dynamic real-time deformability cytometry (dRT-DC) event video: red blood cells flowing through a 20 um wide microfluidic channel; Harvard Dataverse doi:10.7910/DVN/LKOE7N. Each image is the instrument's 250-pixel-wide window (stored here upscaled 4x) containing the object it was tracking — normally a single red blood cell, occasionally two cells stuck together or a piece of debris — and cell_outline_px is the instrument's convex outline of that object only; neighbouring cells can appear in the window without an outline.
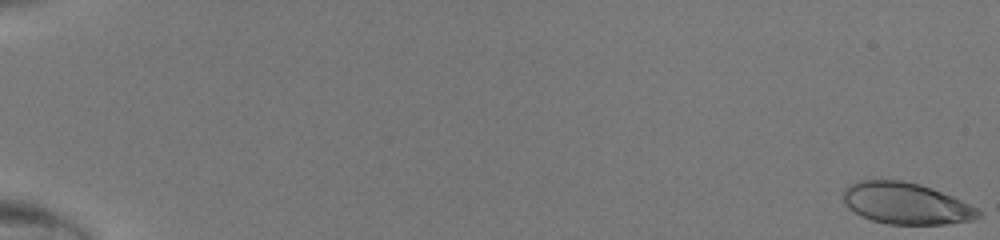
{"species": "human", "species_latin": "Homo sapiens", "temperature_condition": "room temperature", "stored_images_in_passage": 49, "camera_frame_rate_fps": 3000, "um_per_image_px": 0.085, "donor": {"sex": "male"}, "frame": {"image": 1, "passage_image": 1, "time_ms": 0.0, "image_size_px": [1000, 240], "cell_outline_px": [[984, 216], [976, 220], [944, 224], [888, 224], [872, 220], [860, 216], [848, 208], [844, 204], [844, 188], [860, 180], [900, 180], [920, 184], [952, 196], [984, 212]], "centroid_in_image_um": [77.04, 17.3], "position_along_channel_um": 8.0, "area_um2": 32.77}}
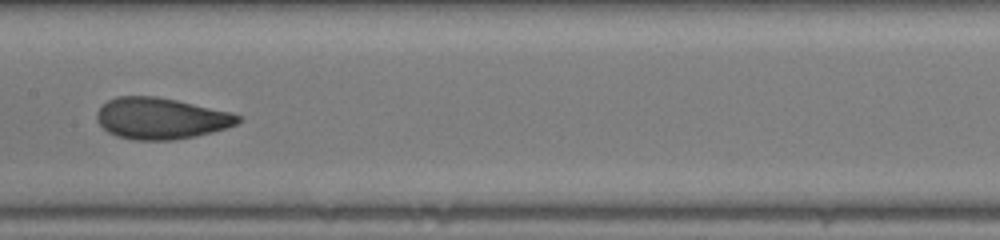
{"frame": {"image": 2, "passage_image": 28, "time_ms": 9.0, "image_size_px": [1000, 240], "cell_outline_px": [[240, 120], [236, 124], [212, 132], [196, 136], [172, 140], [132, 140], [116, 136], [108, 132], [96, 120], [96, 112], [108, 100], [116, 96], [156, 96], [176, 100], [232, 112], [240, 116]], "centroid_in_image_um": [13.65, 10.06], "position_along_channel_um": 193.7, "area_um2": 33.99}}
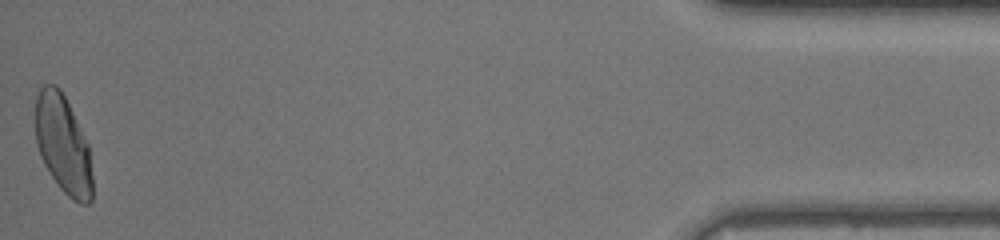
{"frame": {"image": 3, "passage_image": 49, "time_ms": 16.0, "image_size_px": [1000, 240], "cell_outline_px": [[92, 200], [88, 204], [80, 204], [72, 200], [60, 188], [44, 164], [40, 156], [36, 144], [36, 96], [40, 88], [44, 84], [56, 84], [60, 88], [88, 144], [92, 176]], "centroid_in_image_um": [5.35, 12.3], "position_along_channel_um": 429.8, "area_um2": 32.43}}